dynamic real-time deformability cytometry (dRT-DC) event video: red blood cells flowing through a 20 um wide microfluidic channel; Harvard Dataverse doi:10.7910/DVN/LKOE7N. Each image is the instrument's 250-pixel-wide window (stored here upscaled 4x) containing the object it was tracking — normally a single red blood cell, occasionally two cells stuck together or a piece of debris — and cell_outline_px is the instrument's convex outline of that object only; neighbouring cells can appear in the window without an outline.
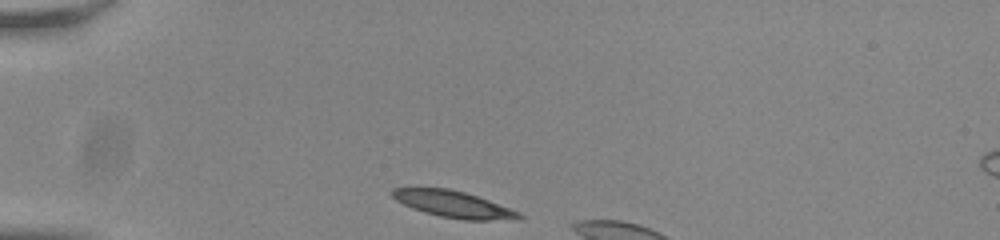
{"species": "common noctule bat (a hibernating species)", "species_latin": "Nyctalus noctula", "temperature_condition": "room temperature", "stored_images_in_passage": 6, "camera_frame_rate_fps": 3000, "um_per_image_px": 0.085, "animal": {"sex": "male", "body_mass_g": 20.0, "forearm_length_mm": 53.3}, "frame": {"image": 1, "passage_image": 1, "time_ms": 0.0, "image_size_px": [1000, 240], "cell_outline_px": [[524, 220], [464, 220], [440, 216], [424, 212], [412, 208], [396, 200], [388, 192], [392, 188], [448, 188], [464, 192], [488, 200], [520, 212], [524, 216]], "centroid_in_image_um": [38.57, 17.37], "position_along_channel_um": 46.4, "area_um2": 19.71}}